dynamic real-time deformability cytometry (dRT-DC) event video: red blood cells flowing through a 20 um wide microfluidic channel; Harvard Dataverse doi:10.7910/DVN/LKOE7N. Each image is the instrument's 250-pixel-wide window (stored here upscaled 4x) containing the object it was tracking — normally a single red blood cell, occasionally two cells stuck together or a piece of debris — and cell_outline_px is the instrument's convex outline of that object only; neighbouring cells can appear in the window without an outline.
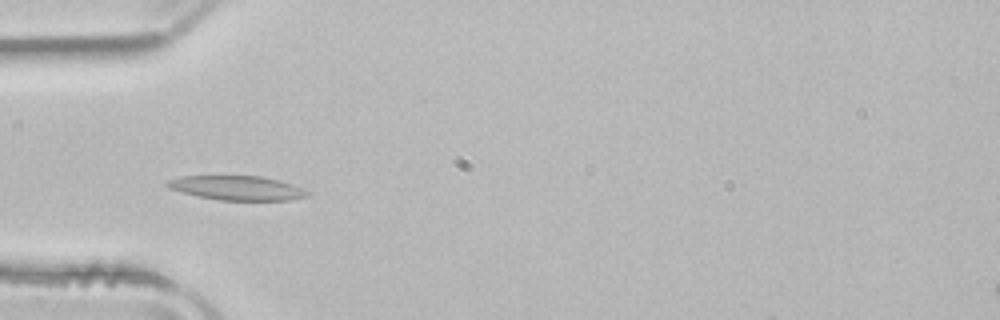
{"species": "common noctule bat (a hibernating species)", "species_latin": "Nyctalus noctula", "temperature_condition": "room temperature", "stored_images_in_passage": 35, "camera_frame_rate_fps": 3000, "um_per_image_px": 0.085, "animal": {"sex": "male", "body_mass_g": 21.5, "forearm_length_mm": 52.0}, "frame": {"image": 1, "passage_image": 11, "time_ms": 3.333, "image_size_px": [1000, 320], "cell_outline_px": [[308, 196], [292, 200], [220, 200], [196, 196], [168, 188], [164, 184], [168, 180], [180, 176], [260, 176], [292, 184], [308, 192]], "centroid_in_image_um": [20.09, 15.98], "position_along_channel_um": 64.9, "area_um2": 19.71}}
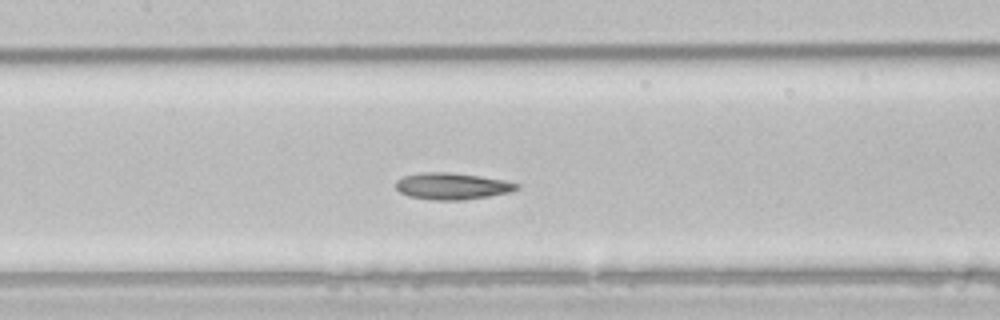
{"frame": {"image": 2, "passage_image": 19, "time_ms": 6.0, "image_size_px": [1000, 320], "cell_outline_px": [[520, 188], [508, 192], [488, 196], [460, 200], [432, 200], [408, 196], [400, 192], [396, 188], [396, 180], [404, 176], [420, 172], [448, 172], [480, 176], [504, 180], [520, 184]], "centroid_in_image_um": [38.41, 15.82], "position_along_channel_um": 169.0, "area_um2": 18.73}}
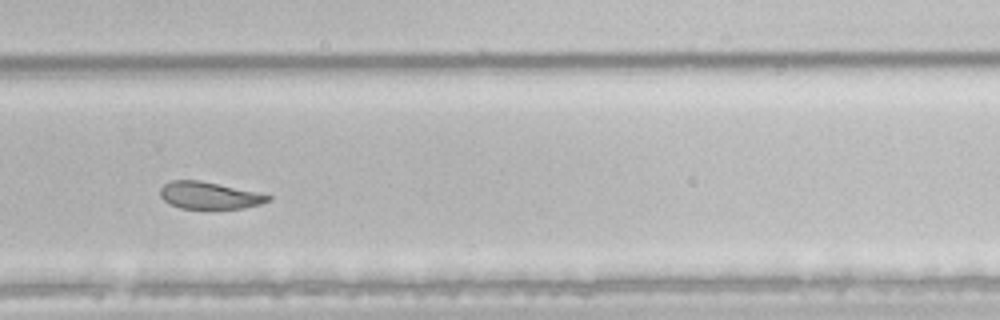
{"frame": {"image": 3, "passage_image": 30, "time_ms": 9.667, "image_size_px": [1000, 320], "cell_outline_px": [[272, 200], [260, 204], [244, 208], [180, 208], [164, 200], [160, 196], [160, 188], [164, 184], [172, 180], [200, 180], [260, 192], [272, 196]], "centroid_in_image_um": [17.83, 16.6], "position_along_channel_um": 312.0, "area_um2": 17.05}, "authors_computed_cell_mechanics": {"area_um2": 18.6694, "velocity_mm_per_s": 3.9255, "shape_relaxation_time_tau1_ms": null, "shape_relaxation_time_tau2_ms": 3.3015, "deformation_change_tau1": null, "deformation_change_tau2": 0.0881}}